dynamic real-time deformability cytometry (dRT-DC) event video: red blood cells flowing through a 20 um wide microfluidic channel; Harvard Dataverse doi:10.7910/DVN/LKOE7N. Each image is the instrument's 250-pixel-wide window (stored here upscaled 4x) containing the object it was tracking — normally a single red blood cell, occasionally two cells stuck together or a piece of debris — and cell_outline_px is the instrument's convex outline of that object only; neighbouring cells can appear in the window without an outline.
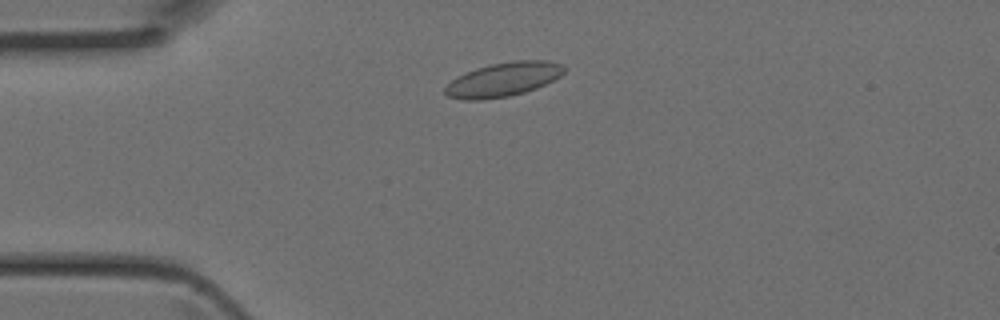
{"species": "Egyptian fruit bat (a non-hibernating species)", "species_latin": "Rousettus aegyptiacus", "temperature_condition": "room temperature", "stored_images_in_passage": 39, "camera_frame_rate_fps": 3000, "um_per_image_px": 0.085, "animal": {"sex": "female"}, "frame": {"image": 1, "passage_image": 6, "time_ms": 1.667, "image_size_px": [1000, 320], "cell_outline_px": [[564, 72], [560, 76], [536, 88], [524, 92], [508, 96], [484, 100], [464, 100], [448, 96], [444, 92], [444, 88], [456, 76], [464, 72], [488, 64], [512, 60], [548, 60], [564, 64]], "centroid_in_image_um": [42.76, 6.74], "position_along_channel_um": 42.2, "area_um2": 23.81}}
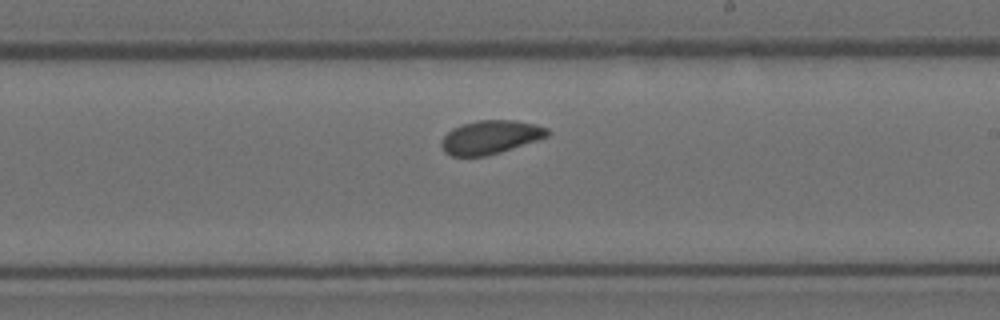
{"frame": {"image": 2, "passage_image": 21, "time_ms": 6.667, "image_size_px": [1000, 320], "cell_outline_px": [[548, 136], [500, 152], [484, 156], [452, 156], [444, 152], [440, 144], [440, 140], [452, 128], [460, 124], [476, 120], [516, 120], [536, 124], [548, 128]], "centroid_in_image_um": [41.64, 11.64], "position_along_channel_um": 247.4, "area_um2": 20.75}}
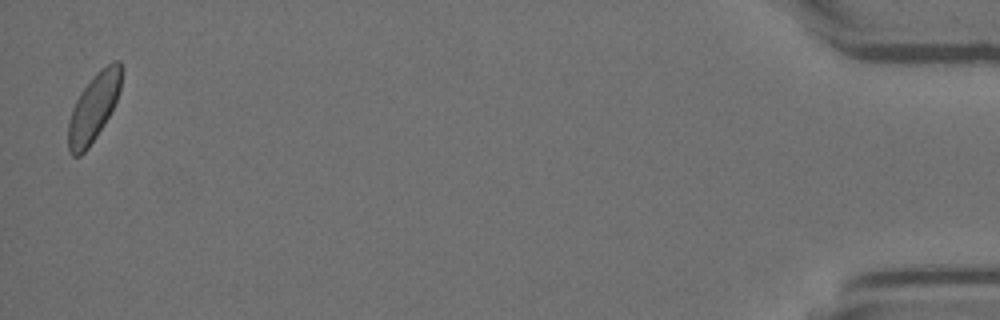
{"frame": {"image": 3, "passage_image": 39, "time_ms": 12.667, "image_size_px": [1000, 320], "cell_outline_px": [[120, 88], [116, 100], [104, 124], [88, 148], [80, 156], [72, 156], [68, 152], [68, 120], [72, 108], [80, 92], [92, 76], [100, 68], [112, 60], [120, 60]], "centroid_in_image_um": [7.92, 9.14], "position_along_channel_um": 427.3, "area_um2": 20.87}}